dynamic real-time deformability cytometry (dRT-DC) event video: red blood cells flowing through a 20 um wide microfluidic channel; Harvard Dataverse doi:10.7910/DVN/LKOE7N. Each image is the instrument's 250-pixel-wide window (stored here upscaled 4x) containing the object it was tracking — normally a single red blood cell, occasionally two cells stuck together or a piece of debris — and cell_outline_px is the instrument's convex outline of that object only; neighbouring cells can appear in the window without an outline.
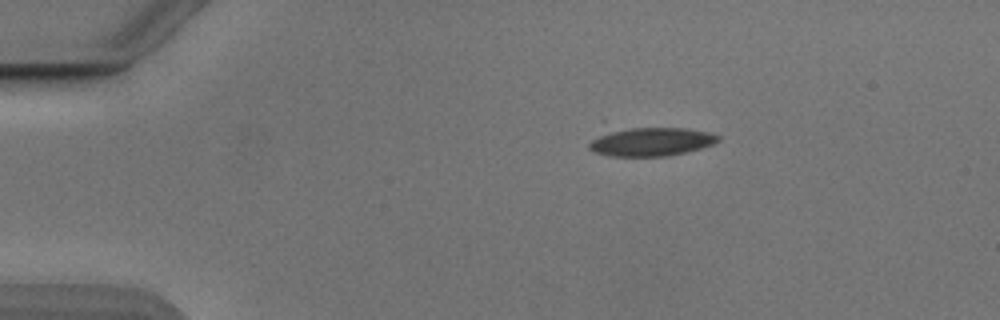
{"species": "Egyptian fruit bat (a non-hibernating species)", "species_latin": "Rousettus aegyptiacus", "temperature_condition": "cold", "stored_images_in_passage": 44, "camera_frame_rate_fps": 3000, "um_per_image_px": 0.085, "animal": {"sex": "male"}, "frame": {"image": 1, "passage_image": 1, "time_ms": 0.0, "image_size_px": [1000, 320], "cell_outline_px": [[720, 140], [712, 144], [700, 148], [668, 156], [608, 156], [592, 152], [588, 148], [588, 144], [592, 140], [608, 128], [684, 128], [708, 132], [720, 136]], "centroid_in_image_um": [55.25, 12.04], "position_along_channel_um": 29.7, "area_um2": 21.73}}
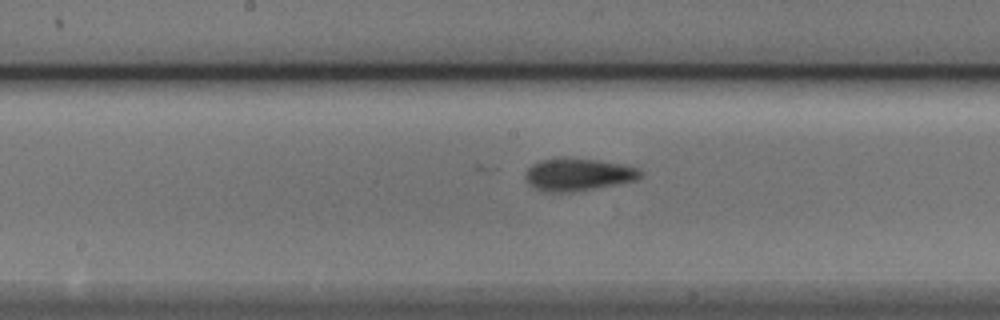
{"frame": {"image": 2, "passage_image": 19, "time_ms": 6.0, "image_size_px": [1000, 320], "cell_outline_px": [[640, 176], [636, 180], [616, 184], [568, 192], [544, 192], [528, 184], [524, 176], [528, 168], [532, 164], [544, 160], [596, 160], [620, 164], [636, 168], [640, 172]], "centroid_in_image_um": [49.09, 14.87], "position_along_channel_um": 199.1, "area_um2": 20.75}}
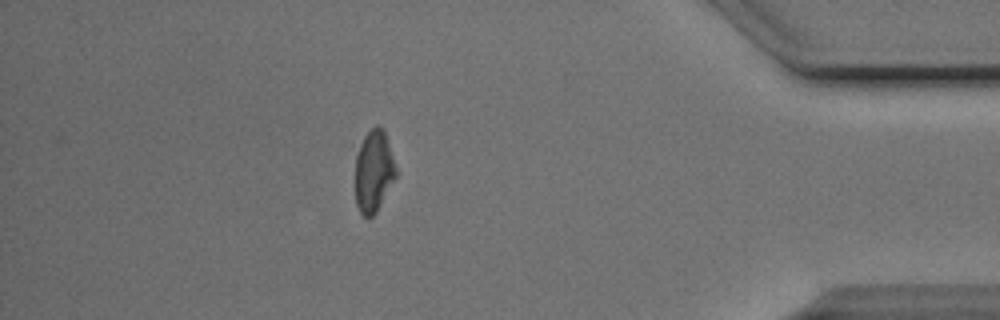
{"frame": {"image": 3, "passage_image": 38, "time_ms": 12.333, "image_size_px": [1000, 320], "cell_outline_px": [[396, 176], [376, 212], [368, 220], [360, 212], [356, 204], [356, 156], [360, 144], [364, 136], [376, 124], [380, 124], [384, 128], [396, 168]], "centroid_in_image_um": [31.76, 14.53], "position_along_channel_um": 403.4, "area_um2": 19.31}, "authors_computed_cell_mechanics": {"area_um2": 21.0392, "velocity_mm_per_s": 3.8766, "shape_relaxation_time_tau1_ms": 3.4589, "shape_relaxation_time_tau2_ms": 2.8061, "deformation_change_tau1": 0.1211, "deformation_change_tau2": 0.0923}}